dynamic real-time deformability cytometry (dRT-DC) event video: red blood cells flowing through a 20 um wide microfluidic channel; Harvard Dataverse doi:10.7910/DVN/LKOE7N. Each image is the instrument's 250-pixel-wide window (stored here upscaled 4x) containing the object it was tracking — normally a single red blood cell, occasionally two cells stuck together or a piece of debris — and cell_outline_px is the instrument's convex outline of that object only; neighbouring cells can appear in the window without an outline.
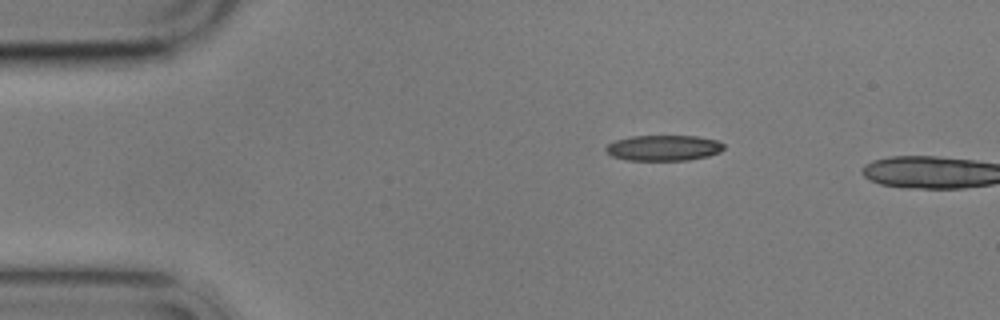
{"species": "common noctule bat (a hibernating species)", "species_latin": "Nyctalus noctula", "temperature_condition": "cold", "stored_images_in_passage": 2, "camera_frame_rate_fps": 3000, "um_per_image_px": 0.085, "animal": {"sex": "male", "body_mass_g": 17.9}, "frame": {"image": 1, "passage_image": 1, "time_ms": 0.0, "image_size_px": [1000, 320], "cell_outline_px": [[724, 148], [720, 152], [708, 156], [688, 160], [628, 160], [612, 156], [604, 148], [608, 144], [616, 140], [632, 136], [696, 136], [720, 140], [724, 144]], "centroid_in_image_um": [56.45, 12.57], "position_along_channel_um": 28.6, "area_um2": 17.63}}